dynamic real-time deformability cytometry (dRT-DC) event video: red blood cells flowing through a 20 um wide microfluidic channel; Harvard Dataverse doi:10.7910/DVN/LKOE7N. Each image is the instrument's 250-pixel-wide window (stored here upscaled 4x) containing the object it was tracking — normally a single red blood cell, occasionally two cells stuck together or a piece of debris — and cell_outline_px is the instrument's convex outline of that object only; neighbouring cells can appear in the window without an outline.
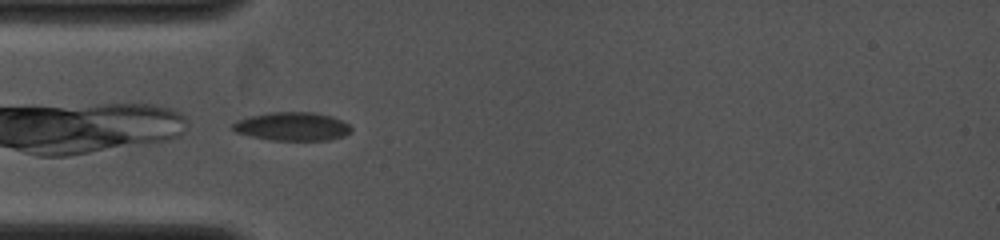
{"species": "common noctule bat (a hibernating species)", "species_latin": "Nyctalus noctula", "temperature_condition": "cold", "stored_images_in_passage": 3, "camera_frame_rate_fps": 4000, "um_per_image_px": 0.085, "animal": {"sex": "female", "body_mass_g": 19.0, "forearm_length_mm": 53.3}, "frame": {"image": 1, "passage_image": 1, "time_ms": 0.0, "image_size_px": [1000, 240], "cell_outline_px": [[352, 132], [344, 136], [328, 140], [272, 140], [252, 136], [236, 132], [228, 128], [236, 120], [248, 116], [272, 112], [312, 112], [332, 116], [348, 124], [352, 128]], "centroid_in_image_um": [24.82, 10.74], "position_along_channel_um": 60.2, "area_um2": 19.77}}
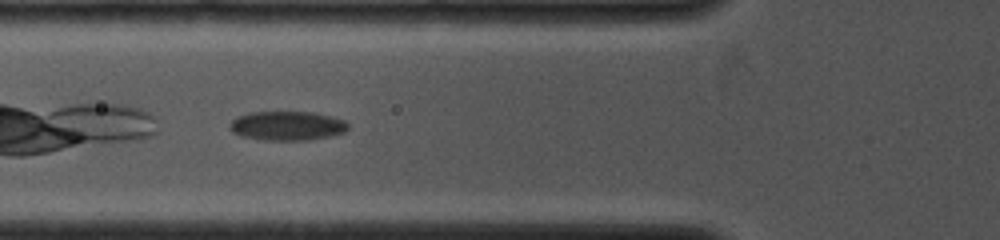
{"frame": {"image": 2, "passage_image": 2, "time_ms": 1.0, "image_size_px": [1000, 240], "cell_outline_px": [[348, 128], [344, 132], [312, 140], [264, 140], [240, 136], [232, 132], [228, 128], [228, 124], [236, 116], [248, 112], [312, 112], [332, 116], [344, 120], [348, 124]], "centroid_in_image_um": [24.36, 10.69], "position_along_channel_um": 101.4, "area_um2": 20.35}}